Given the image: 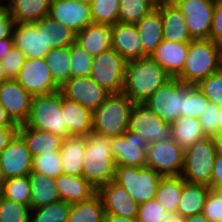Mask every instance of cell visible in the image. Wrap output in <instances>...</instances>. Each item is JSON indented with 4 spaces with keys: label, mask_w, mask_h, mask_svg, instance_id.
<instances>
[{
    "label": "cell",
    "mask_w": 222,
    "mask_h": 222,
    "mask_svg": "<svg viewBox=\"0 0 222 222\" xmlns=\"http://www.w3.org/2000/svg\"><path fill=\"white\" fill-rule=\"evenodd\" d=\"M203 215L209 222H222V194L210 189L205 200Z\"/></svg>",
    "instance_id": "50"
},
{
    "label": "cell",
    "mask_w": 222,
    "mask_h": 222,
    "mask_svg": "<svg viewBox=\"0 0 222 222\" xmlns=\"http://www.w3.org/2000/svg\"><path fill=\"white\" fill-rule=\"evenodd\" d=\"M33 96L16 79H8L0 84V104L11 121L24 124L29 116Z\"/></svg>",
    "instance_id": "16"
},
{
    "label": "cell",
    "mask_w": 222,
    "mask_h": 222,
    "mask_svg": "<svg viewBox=\"0 0 222 222\" xmlns=\"http://www.w3.org/2000/svg\"><path fill=\"white\" fill-rule=\"evenodd\" d=\"M54 82L60 87L70 78L69 46L50 49L44 57Z\"/></svg>",
    "instance_id": "37"
},
{
    "label": "cell",
    "mask_w": 222,
    "mask_h": 222,
    "mask_svg": "<svg viewBox=\"0 0 222 222\" xmlns=\"http://www.w3.org/2000/svg\"><path fill=\"white\" fill-rule=\"evenodd\" d=\"M155 5H158V4H162V3H170L172 2L173 0H151Z\"/></svg>",
    "instance_id": "64"
},
{
    "label": "cell",
    "mask_w": 222,
    "mask_h": 222,
    "mask_svg": "<svg viewBox=\"0 0 222 222\" xmlns=\"http://www.w3.org/2000/svg\"><path fill=\"white\" fill-rule=\"evenodd\" d=\"M71 57L70 77L90 76L93 56L89 55L76 41L69 46Z\"/></svg>",
    "instance_id": "42"
},
{
    "label": "cell",
    "mask_w": 222,
    "mask_h": 222,
    "mask_svg": "<svg viewBox=\"0 0 222 222\" xmlns=\"http://www.w3.org/2000/svg\"><path fill=\"white\" fill-rule=\"evenodd\" d=\"M28 177L31 187L30 209L61 200L54 178L36 172H31Z\"/></svg>",
    "instance_id": "32"
},
{
    "label": "cell",
    "mask_w": 222,
    "mask_h": 222,
    "mask_svg": "<svg viewBox=\"0 0 222 222\" xmlns=\"http://www.w3.org/2000/svg\"><path fill=\"white\" fill-rule=\"evenodd\" d=\"M134 103L122 92L110 93L93 111L92 132L114 137L128 129L129 115Z\"/></svg>",
    "instance_id": "4"
},
{
    "label": "cell",
    "mask_w": 222,
    "mask_h": 222,
    "mask_svg": "<svg viewBox=\"0 0 222 222\" xmlns=\"http://www.w3.org/2000/svg\"><path fill=\"white\" fill-rule=\"evenodd\" d=\"M18 134L24 140L32 157L40 154L59 152L63 138L48 131L34 129L25 124L19 125Z\"/></svg>",
    "instance_id": "25"
},
{
    "label": "cell",
    "mask_w": 222,
    "mask_h": 222,
    "mask_svg": "<svg viewBox=\"0 0 222 222\" xmlns=\"http://www.w3.org/2000/svg\"><path fill=\"white\" fill-rule=\"evenodd\" d=\"M79 1H81L85 4H88V5H90L93 2V0H79Z\"/></svg>",
    "instance_id": "65"
},
{
    "label": "cell",
    "mask_w": 222,
    "mask_h": 222,
    "mask_svg": "<svg viewBox=\"0 0 222 222\" xmlns=\"http://www.w3.org/2000/svg\"><path fill=\"white\" fill-rule=\"evenodd\" d=\"M170 78L151 56L128 60L122 93L133 103H144Z\"/></svg>",
    "instance_id": "1"
},
{
    "label": "cell",
    "mask_w": 222,
    "mask_h": 222,
    "mask_svg": "<svg viewBox=\"0 0 222 222\" xmlns=\"http://www.w3.org/2000/svg\"><path fill=\"white\" fill-rule=\"evenodd\" d=\"M0 194L6 199L30 206L31 187L28 175L6 179Z\"/></svg>",
    "instance_id": "40"
},
{
    "label": "cell",
    "mask_w": 222,
    "mask_h": 222,
    "mask_svg": "<svg viewBox=\"0 0 222 222\" xmlns=\"http://www.w3.org/2000/svg\"><path fill=\"white\" fill-rule=\"evenodd\" d=\"M70 208L71 204L60 200L35 209H30L29 222H67ZM32 212H34V214Z\"/></svg>",
    "instance_id": "38"
},
{
    "label": "cell",
    "mask_w": 222,
    "mask_h": 222,
    "mask_svg": "<svg viewBox=\"0 0 222 222\" xmlns=\"http://www.w3.org/2000/svg\"><path fill=\"white\" fill-rule=\"evenodd\" d=\"M169 213L156 198L140 203L138 206V222H165Z\"/></svg>",
    "instance_id": "46"
},
{
    "label": "cell",
    "mask_w": 222,
    "mask_h": 222,
    "mask_svg": "<svg viewBox=\"0 0 222 222\" xmlns=\"http://www.w3.org/2000/svg\"><path fill=\"white\" fill-rule=\"evenodd\" d=\"M219 107L209 102L203 114L200 115L199 123L206 137H213L218 133Z\"/></svg>",
    "instance_id": "49"
},
{
    "label": "cell",
    "mask_w": 222,
    "mask_h": 222,
    "mask_svg": "<svg viewBox=\"0 0 222 222\" xmlns=\"http://www.w3.org/2000/svg\"><path fill=\"white\" fill-rule=\"evenodd\" d=\"M216 153H222V131L212 137Z\"/></svg>",
    "instance_id": "58"
},
{
    "label": "cell",
    "mask_w": 222,
    "mask_h": 222,
    "mask_svg": "<svg viewBox=\"0 0 222 222\" xmlns=\"http://www.w3.org/2000/svg\"><path fill=\"white\" fill-rule=\"evenodd\" d=\"M185 222H209V220L203 215V213H200L186 217Z\"/></svg>",
    "instance_id": "59"
},
{
    "label": "cell",
    "mask_w": 222,
    "mask_h": 222,
    "mask_svg": "<svg viewBox=\"0 0 222 222\" xmlns=\"http://www.w3.org/2000/svg\"><path fill=\"white\" fill-rule=\"evenodd\" d=\"M37 22L44 28L45 44L49 49L70 46L76 41V33L49 15Z\"/></svg>",
    "instance_id": "34"
},
{
    "label": "cell",
    "mask_w": 222,
    "mask_h": 222,
    "mask_svg": "<svg viewBox=\"0 0 222 222\" xmlns=\"http://www.w3.org/2000/svg\"><path fill=\"white\" fill-rule=\"evenodd\" d=\"M147 166L162 177L180 176L184 165V150L172 138L148 144Z\"/></svg>",
    "instance_id": "11"
},
{
    "label": "cell",
    "mask_w": 222,
    "mask_h": 222,
    "mask_svg": "<svg viewBox=\"0 0 222 222\" xmlns=\"http://www.w3.org/2000/svg\"><path fill=\"white\" fill-rule=\"evenodd\" d=\"M194 40L210 39L215 0H173Z\"/></svg>",
    "instance_id": "12"
},
{
    "label": "cell",
    "mask_w": 222,
    "mask_h": 222,
    "mask_svg": "<svg viewBox=\"0 0 222 222\" xmlns=\"http://www.w3.org/2000/svg\"><path fill=\"white\" fill-rule=\"evenodd\" d=\"M142 42L144 57L151 56L163 40L161 14L157 8L135 23Z\"/></svg>",
    "instance_id": "31"
},
{
    "label": "cell",
    "mask_w": 222,
    "mask_h": 222,
    "mask_svg": "<svg viewBox=\"0 0 222 222\" xmlns=\"http://www.w3.org/2000/svg\"><path fill=\"white\" fill-rule=\"evenodd\" d=\"M210 189L207 185L191 183L183 179V189L176 214L186 218L203 213L205 200Z\"/></svg>",
    "instance_id": "30"
},
{
    "label": "cell",
    "mask_w": 222,
    "mask_h": 222,
    "mask_svg": "<svg viewBox=\"0 0 222 222\" xmlns=\"http://www.w3.org/2000/svg\"><path fill=\"white\" fill-rule=\"evenodd\" d=\"M105 209L96 193L89 200L71 204L67 222H104Z\"/></svg>",
    "instance_id": "35"
},
{
    "label": "cell",
    "mask_w": 222,
    "mask_h": 222,
    "mask_svg": "<svg viewBox=\"0 0 222 222\" xmlns=\"http://www.w3.org/2000/svg\"><path fill=\"white\" fill-rule=\"evenodd\" d=\"M216 150L212 137L197 141L184 151L182 178L191 183L203 184L210 187Z\"/></svg>",
    "instance_id": "7"
},
{
    "label": "cell",
    "mask_w": 222,
    "mask_h": 222,
    "mask_svg": "<svg viewBox=\"0 0 222 222\" xmlns=\"http://www.w3.org/2000/svg\"><path fill=\"white\" fill-rule=\"evenodd\" d=\"M112 49L126 61L144 57L141 38L135 24L117 22L111 25Z\"/></svg>",
    "instance_id": "21"
},
{
    "label": "cell",
    "mask_w": 222,
    "mask_h": 222,
    "mask_svg": "<svg viewBox=\"0 0 222 222\" xmlns=\"http://www.w3.org/2000/svg\"><path fill=\"white\" fill-rule=\"evenodd\" d=\"M16 80L32 96L60 90L44 58H27Z\"/></svg>",
    "instance_id": "13"
},
{
    "label": "cell",
    "mask_w": 222,
    "mask_h": 222,
    "mask_svg": "<svg viewBox=\"0 0 222 222\" xmlns=\"http://www.w3.org/2000/svg\"><path fill=\"white\" fill-rule=\"evenodd\" d=\"M195 84H185L177 77H171L145 102L164 121L171 123L184 113L185 100Z\"/></svg>",
    "instance_id": "6"
},
{
    "label": "cell",
    "mask_w": 222,
    "mask_h": 222,
    "mask_svg": "<svg viewBox=\"0 0 222 222\" xmlns=\"http://www.w3.org/2000/svg\"><path fill=\"white\" fill-rule=\"evenodd\" d=\"M30 206L6 199L0 194V222H29Z\"/></svg>",
    "instance_id": "44"
},
{
    "label": "cell",
    "mask_w": 222,
    "mask_h": 222,
    "mask_svg": "<svg viewBox=\"0 0 222 222\" xmlns=\"http://www.w3.org/2000/svg\"><path fill=\"white\" fill-rule=\"evenodd\" d=\"M115 168L111 137L95 132L87 135L82 176L97 190L114 180Z\"/></svg>",
    "instance_id": "2"
},
{
    "label": "cell",
    "mask_w": 222,
    "mask_h": 222,
    "mask_svg": "<svg viewBox=\"0 0 222 222\" xmlns=\"http://www.w3.org/2000/svg\"><path fill=\"white\" fill-rule=\"evenodd\" d=\"M127 61L114 49L93 58L90 77L109 93H121Z\"/></svg>",
    "instance_id": "9"
},
{
    "label": "cell",
    "mask_w": 222,
    "mask_h": 222,
    "mask_svg": "<svg viewBox=\"0 0 222 222\" xmlns=\"http://www.w3.org/2000/svg\"><path fill=\"white\" fill-rule=\"evenodd\" d=\"M210 40L222 46V0H215Z\"/></svg>",
    "instance_id": "51"
},
{
    "label": "cell",
    "mask_w": 222,
    "mask_h": 222,
    "mask_svg": "<svg viewBox=\"0 0 222 222\" xmlns=\"http://www.w3.org/2000/svg\"><path fill=\"white\" fill-rule=\"evenodd\" d=\"M62 95L92 112L98 108L110 93L99 86L90 76L70 77L60 86Z\"/></svg>",
    "instance_id": "15"
},
{
    "label": "cell",
    "mask_w": 222,
    "mask_h": 222,
    "mask_svg": "<svg viewBox=\"0 0 222 222\" xmlns=\"http://www.w3.org/2000/svg\"><path fill=\"white\" fill-rule=\"evenodd\" d=\"M76 42L95 57L112 48L111 25L90 23L76 34Z\"/></svg>",
    "instance_id": "26"
},
{
    "label": "cell",
    "mask_w": 222,
    "mask_h": 222,
    "mask_svg": "<svg viewBox=\"0 0 222 222\" xmlns=\"http://www.w3.org/2000/svg\"><path fill=\"white\" fill-rule=\"evenodd\" d=\"M196 87L211 103L222 107V66L215 73L200 80Z\"/></svg>",
    "instance_id": "45"
},
{
    "label": "cell",
    "mask_w": 222,
    "mask_h": 222,
    "mask_svg": "<svg viewBox=\"0 0 222 222\" xmlns=\"http://www.w3.org/2000/svg\"><path fill=\"white\" fill-rule=\"evenodd\" d=\"M32 172H36L54 179L60 176L62 174L60 152L40 154L33 157Z\"/></svg>",
    "instance_id": "43"
},
{
    "label": "cell",
    "mask_w": 222,
    "mask_h": 222,
    "mask_svg": "<svg viewBox=\"0 0 222 222\" xmlns=\"http://www.w3.org/2000/svg\"><path fill=\"white\" fill-rule=\"evenodd\" d=\"M101 197L105 214L136 219L139 204L118 183L110 181L97 189Z\"/></svg>",
    "instance_id": "19"
},
{
    "label": "cell",
    "mask_w": 222,
    "mask_h": 222,
    "mask_svg": "<svg viewBox=\"0 0 222 222\" xmlns=\"http://www.w3.org/2000/svg\"><path fill=\"white\" fill-rule=\"evenodd\" d=\"M6 80H8V78L6 77L5 70L0 64V84Z\"/></svg>",
    "instance_id": "62"
},
{
    "label": "cell",
    "mask_w": 222,
    "mask_h": 222,
    "mask_svg": "<svg viewBox=\"0 0 222 222\" xmlns=\"http://www.w3.org/2000/svg\"><path fill=\"white\" fill-rule=\"evenodd\" d=\"M4 6L14 23H34L49 15L51 0H9Z\"/></svg>",
    "instance_id": "28"
},
{
    "label": "cell",
    "mask_w": 222,
    "mask_h": 222,
    "mask_svg": "<svg viewBox=\"0 0 222 222\" xmlns=\"http://www.w3.org/2000/svg\"><path fill=\"white\" fill-rule=\"evenodd\" d=\"M2 127H19V125L13 123L6 114L5 109L0 104V128Z\"/></svg>",
    "instance_id": "56"
},
{
    "label": "cell",
    "mask_w": 222,
    "mask_h": 222,
    "mask_svg": "<svg viewBox=\"0 0 222 222\" xmlns=\"http://www.w3.org/2000/svg\"><path fill=\"white\" fill-rule=\"evenodd\" d=\"M156 8L161 14L163 40L184 43L194 40L190 36L184 15L173 2L158 4Z\"/></svg>",
    "instance_id": "22"
},
{
    "label": "cell",
    "mask_w": 222,
    "mask_h": 222,
    "mask_svg": "<svg viewBox=\"0 0 222 222\" xmlns=\"http://www.w3.org/2000/svg\"><path fill=\"white\" fill-rule=\"evenodd\" d=\"M5 181H6V177H5L4 171L2 170V168L0 166V192L3 189Z\"/></svg>",
    "instance_id": "61"
},
{
    "label": "cell",
    "mask_w": 222,
    "mask_h": 222,
    "mask_svg": "<svg viewBox=\"0 0 222 222\" xmlns=\"http://www.w3.org/2000/svg\"><path fill=\"white\" fill-rule=\"evenodd\" d=\"M170 124L172 127V138L184 151L206 137L198 118L181 115Z\"/></svg>",
    "instance_id": "33"
},
{
    "label": "cell",
    "mask_w": 222,
    "mask_h": 222,
    "mask_svg": "<svg viewBox=\"0 0 222 222\" xmlns=\"http://www.w3.org/2000/svg\"><path fill=\"white\" fill-rule=\"evenodd\" d=\"M189 43L162 40L151 57L171 76L177 77L187 59Z\"/></svg>",
    "instance_id": "23"
},
{
    "label": "cell",
    "mask_w": 222,
    "mask_h": 222,
    "mask_svg": "<svg viewBox=\"0 0 222 222\" xmlns=\"http://www.w3.org/2000/svg\"><path fill=\"white\" fill-rule=\"evenodd\" d=\"M112 155L116 166L145 167L148 143L137 133L126 130L111 137Z\"/></svg>",
    "instance_id": "14"
},
{
    "label": "cell",
    "mask_w": 222,
    "mask_h": 222,
    "mask_svg": "<svg viewBox=\"0 0 222 222\" xmlns=\"http://www.w3.org/2000/svg\"><path fill=\"white\" fill-rule=\"evenodd\" d=\"M62 174L82 176L85 154V137H68L63 140L59 151Z\"/></svg>",
    "instance_id": "29"
},
{
    "label": "cell",
    "mask_w": 222,
    "mask_h": 222,
    "mask_svg": "<svg viewBox=\"0 0 222 222\" xmlns=\"http://www.w3.org/2000/svg\"><path fill=\"white\" fill-rule=\"evenodd\" d=\"M14 20L5 6H0V39L12 35Z\"/></svg>",
    "instance_id": "52"
},
{
    "label": "cell",
    "mask_w": 222,
    "mask_h": 222,
    "mask_svg": "<svg viewBox=\"0 0 222 222\" xmlns=\"http://www.w3.org/2000/svg\"><path fill=\"white\" fill-rule=\"evenodd\" d=\"M165 222H185V218L179 214H169Z\"/></svg>",
    "instance_id": "60"
},
{
    "label": "cell",
    "mask_w": 222,
    "mask_h": 222,
    "mask_svg": "<svg viewBox=\"0 0 222 222\" xmlns=\"http://www.w3.org/2000/svg\"><path fill=\"white\" fill-rule=\"evenodd\" d=\"M62 112L70 136L86 137L92 133L93 112L90 109L62 95Z\"/></svg>",
    "instance_id": "24"
},
{
    "label": "cell",
    "mask_w": 222,
    "mask_h": 222,
    "mask_svg": "<svg viewBox=\"0 0 222 222\" xmlns=\"http://www.w3.org/2000/svg\"><path fill=\"white\" fill-rule=\"evenodd\" d=\"M104 222H138L137 219L124 218L117 215L105 214Z\"/></svg>",
    "instance_id": "57"
},
{
    "label": "cell",
    "mask_w": 222,
    "mask_h": 222,
    "mask_svg": "<svg viewBox=\"0 0 222 222\" xmlns=\"http://www.w3.org/2000/svg\"><path fill=\"white\" fill-rule=\"evenodd\" d=\"M182 189L183 178L181 175L161 177L155 198L169 214H176Z\"/></svg>",
    "instance_id": "36"
},
{
    "label": "cell",
    "mask_w": 222,
    "mask_h": 222,
    "mask_svg": "<svg viewBox=\"0 0 222 222\" xmlns=\"http://www.w3.org/2000/svg\"><path fill=\"white\" fill-rule=\"evenodd\" d=\"M49 16L76 34L93 23L90 5L79 0H51Z\"/></svg>",
    "instance_id": "17"
},
{
    "label": "cell",
    "mask_w": 222,
    "mask_h": 222,
    "mask_svg": "<svg viewBox=\"0 0 222 222\" xmlns=\"http://www.w3.org/2000/svg\"><path fill=\"white\" fill-rule=\"evenodd\" d=\"M60 199L69 204L89 200L97 190L83 177L61 174L55 178Z\"/></svg>",
    "instance_id": "27"
},
{
    "label": "cell",
    "mask_w": 222,
    "mask_h": 222,
    "mask_svg": "<svg viewBox=\"0 0 222 222\" xmlns=\"http://www.w3.org/2000/svg\"><path fill=\"white\" fill-rule=\"evenodd\" d=\"M32 161L33 157L18 133L0 152V166L6 179L29 175L32 172Z\"/></svg>",
    "instance_id": "18"
},
{
    "label": "cell",
    "mask_w": 222,
    "mask_h": 222,
    "mask_svg": "<svg viewBox=\"0 0 222 222\" xmlns=\"http://www.w3.org/2000/svg\"><path fill=\"white\" fill-rule=\"evenodd\" d=\"M62 113V93L60 90L50 94L33 96L30 113L24 124L66 139L71 136Z\"/></svg>",
    "instance_id": "5"
},
{
    "label": "cell",
    "mask_w": 222,
    "mask_h": 222,
    "mask_svg": "<svg viewBox=\"0 0 222 222\" xmlns=\"http://www.w3.org/2000/svg\"><path fill=\"white\" fill-rule=\"evenodd\" d=\"M222 66V46L210 39L189 42L184 68L177 76L185 84H197Z\"/></svg>",
    "instance_id": "3"
},
{
    "label": "cell",
    "mask_w": 222,
    "mask_h": 222,
    "mask_svg": "<svg viewBox=\"0 0 222 222\" xmlns=\"http://www.w3.org/2000/svg\"><path fill=\"white\" fill-rule=\"evenodd\" d=\"M161 177L148 166H116L113 181L123 187L140 204L155 198Z\"/></svg>",
    "instance_id": "8"
},
{
    "label": "cell",
    "mask_w": 222,
    "mask_h": 222,
    "mask_svg": "<svg viewBox=\"0 0 222 222\" xmlns=\"http://www.w3.org/2000/svg\"><path fill=\"white\" fill-rule=\"evenodd\" d=\"M19 127H2L0 128V152L11 142L18 133Z\"/></svg>",
    "instance_id": "54"
},
{
    "label": "cell",
    "mask_w": 222,
    "mask_h": 222,
    "mask_svg": "<svg viewBox=\"0 0 222 222\" xmlns=\"http://www.w3.org/2000/svg\"><path fill=\"white\" fill-rule=\"evenodd\" d=\"M222 131V107H219L218 132Z\"/></svg>",
    "instance_id": "63"
},
{
    "label": "cell",
    "mask_w": 222,
    "mask_h": 222,
    "mask_svg": "<svg viewBox=\"0 0 222 222\" xmlns=\"http://www.w3.org/2000/svg\"><path fill=\"white\" fill-rule=\"evenodd\" d=\"M26 59L25 54L14 46L10 52L0 60L6 77L8 79H16Z\"/></svg>",
    "instance_id": "48"
},
{
    "label": "cell",
    "mask_w": 222,
    "mask_h": 222,
    "mask_svg": "<svg viewBox=\"0 0 222 222\" xmlns=\"http://www.w3.org/2000/svg\"><path fill=\"white\" fill-rule=\"evenodd\" d=\"M154 8L151 0H120L119 22L135 24Z\"/></svg>",
    "instance_id": "39"
},
{
    "label": "cell",
    "mask_w": 222,
    "mask_h": 222,
    "mask_svg": "<svg viewBox=\"0 0 222 222\" xmlns=\"http://www.w3.org/2000/svg\"><path fill=\"white\" fill-rule=\"evenodd\" d=\"M209 102L205 95L195 86L185 100L184 113L182 115L199 118Z\"/></svg>",
    "instance_id": "47"
},
{
    "label": "cell",
    "mask_w": 222,
    "mask_h": 222,
    "mask_svg": "<svg viewBox=\"0 0 222 222\" xmlns=\"http://www.w3.org/2000/svg\"><path fill=\"white\" fill-rule=\"evenodd\" d=\"M14 47L13 35L0 39V60Z\"/></svg>",
    "instance_id": "55"
},
{
    "label": "cell",
    "mask_w": 222,
    "mask_h": 222,
    "mask_svg": "<svg viewBox=\"0 0 222 222\" xmlns=\"http://www.w3.org/2000/svg\"><path fill=\"white\" fill-rule=\"evenodd\" d=\"M12 35L14 46L22 51L26 58H44L50 51L45 44L44 28L37 21L14 23Z\"/></svg>",
    "instance_id": "20"
},
{
    "label": "cell",
    "mask_w": 222,
    "mask_h": 222,
    "mask_svg": "<svg viewBox=\"0 0 222 222\" xmlns=\"http://www.w3.org/2000/svg\"><path fill=\"white\" fill-rule=\"evenodd\" d=\"M120 0H93L90 4L93 23L114 25L119 22Z\"/></svg>",
    "instance_id": "41"
},
{
    "label": "cell",
    "mask_w": 222,
    "mask_h": 222,
    "mask_svg": "<svg viewBox=\"0 0 222 222\" xmlns=\"http://www.w3.org/2000/svg\"><path fill=\"white\" fill-rule=\"evenodd\" d=\"M222 187V153H216L215 163L213 165L210 188L218 190Z\"/></svg>",
    "instance_id": "53"
},
{
    "label": "cell",
    "mask_w": 222,
    "mask_h": 222,
    "mask_svg": "<svg viewBox=\"0 0 222 222\" xmlns=\"http://www.w3.org/2000/svg\"><path fill=\"white\" fill-rule=\"evenodd\" d=\"M127 130L139 134L148 144L172 139L171 124L164 121L144 103H134Z\"/></svg>",
    "instance_id": "10"
},
{
    "label": "cell",
    "mask_w": 222,
    "mask_h": 222,
    "mask_svg": "<svg viewBox=\"0 0 222 222\" xmlns=\"http://www.w3.org/2000/svg\"><path fill=\"white\" fill-rule=\"evenodd\" d=\"M218 191L222 194V187H220V188L218 189Z\"/></svg>",
    "instance_id": "66"
}]
</instances>
